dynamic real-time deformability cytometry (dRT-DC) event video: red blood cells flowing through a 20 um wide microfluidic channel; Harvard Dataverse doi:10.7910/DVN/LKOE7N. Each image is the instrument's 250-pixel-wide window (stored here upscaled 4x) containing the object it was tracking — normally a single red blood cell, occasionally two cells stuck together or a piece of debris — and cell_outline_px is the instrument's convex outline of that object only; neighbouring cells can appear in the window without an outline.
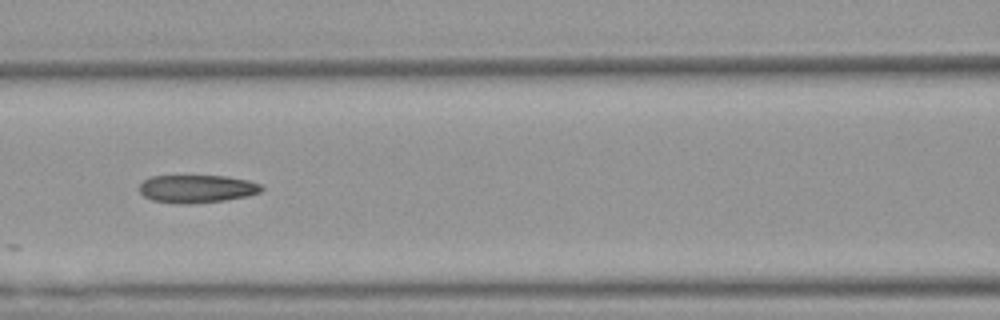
{"species": "Egyptian fruit bat (a non-hibernating species)", "species_latin": "Rousettus aegyptiacus", "temperature_condition": "warm", "stored_images_in_passage": 9, "segment_of_instrument_passage": [1, 2], "camera_frame_rate_fps": 3000, "um_per_image_px": 0.085, "animal": {"sex": "female"}, "frame": {"image": 1, "passage_image": 6, "time_ms": 1.667, "image_size_px": [1000, 320], "cell_outline_px": [[264, 188], [260, 192], [248, 196], [224, 200], [188, 204], [180, 204], [152, 200], [144, 196], [140, 192], [140, 184], [144, 180], [152, 176], [228, 176], [248, 180], [260, 184]], "centroid_in_image_um": [16.75, 16.04], "position_along_channel_um": 149.9, "area_um2": 19.83}}
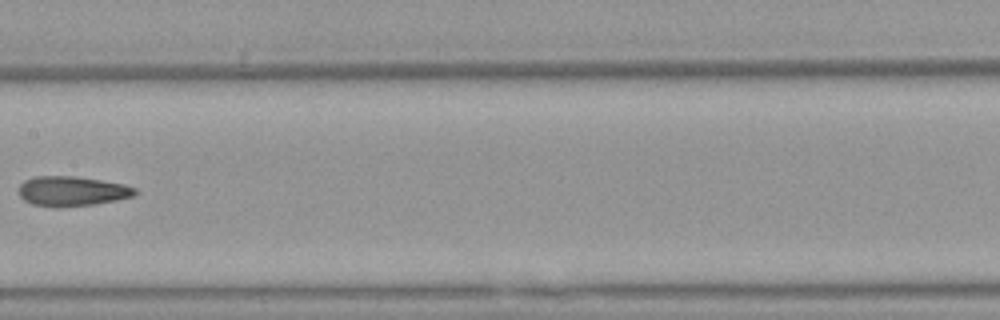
{"frame": {"image": 2, "passage_image": 7, "time_ms": 2.0, "image_size_px": [1000, 320], "cell_outline_px": [[136, 192], [132, 196], [116, 200], [92, 204], [60, 208], [56, 208], [32, 204], [24, 200], [20, 196], [20, 184], [24, 180], [36, 176], [76, 176], [124, 184], [136, 188]], "centroid_in_image_um": [6.09, 16.25], "position_along_channel_um": 201.3, "area_um2": 20.17}}
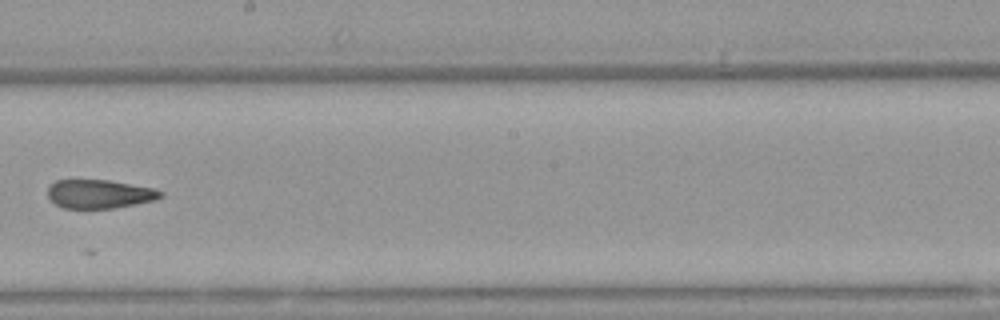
{"frame": {"image": 3, "passage_image": 8, "time_ms": 2.333, "image_size_px": [1000, 320], "cell_outline_px": [[164, 196], [156, 200], [116, 208], [64, 208], [56, 204], [48, 196], [48, 188], [56, 180], [108, 180], [152, 188], [164, 192]], "centroid_in_image_um": [8.49, 16.49], "position_along_channel_um": 239.7, "area_um2": 18.79}}